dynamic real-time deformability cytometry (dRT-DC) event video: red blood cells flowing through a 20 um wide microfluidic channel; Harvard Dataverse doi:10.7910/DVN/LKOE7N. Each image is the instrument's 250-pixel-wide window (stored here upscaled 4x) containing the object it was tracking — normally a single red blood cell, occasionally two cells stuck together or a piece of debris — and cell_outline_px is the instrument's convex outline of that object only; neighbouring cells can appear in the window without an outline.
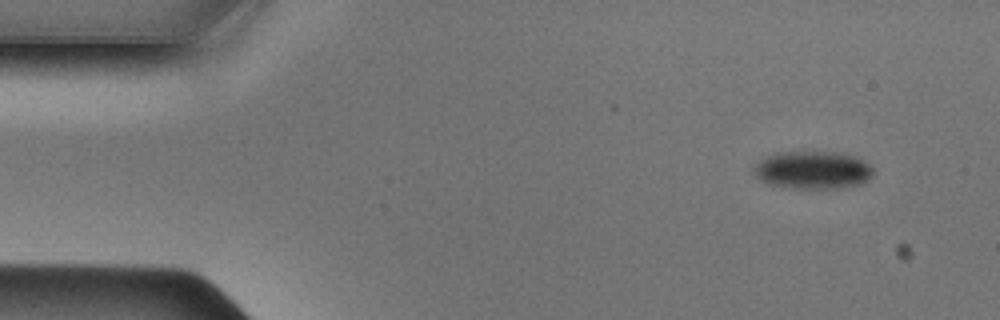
{"species": "Egyptian fruit bat (a non-hibernating species)", "species_latin": "Rousettus aegyptiacus", "temperature_condition": "cold", "stored_images_in_passage": 45, "camera_frame_rate_fps": 3000, "um_per_image_px": 0.085, "animal": {"sex": "male"}, "frame": {"image": 1, "passage_image": 1, "time_ms": 0.0, "image_size_px": [1000, 320], "cell_outline_px": [[872, 176], [868, 180], [860, 184], [844, 188], [792, 188], [768, 184], [760, 180], [752, 172], [752, 168], [764, 156], [772, 152], [840, 152], [864, 160], [872, 168]], "centroid_in_image_um": [69.04, 14.45], "position_along_channel_um": 16.0, "area_um2": 26.59}}
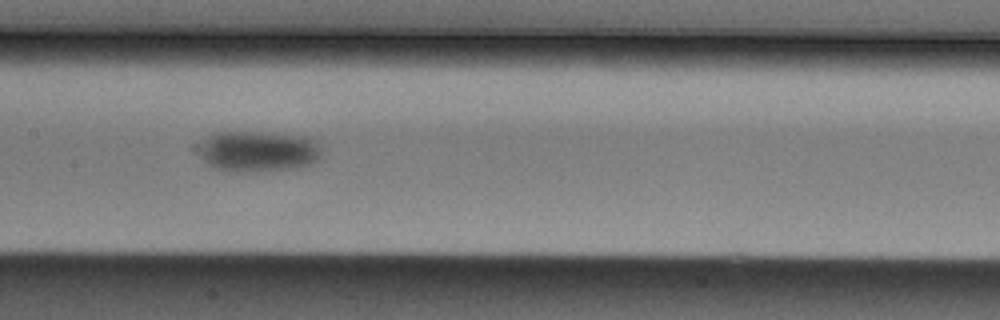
{"frame": {"image": 2, "passage_image": 20, "time_ms": 6.333, "image_size_px": [1000, 320], "cell_outline_px": [[320, 156], [312, 164], [292, 168], [256, 172], [224, 172], [204, 164], [200, 156], [200, 140], [212, 132], [260, 132], [304, 136], [316, 140], [320, 144]], "centroid_in_image_um": [21.87, 12.87], "position_along_channel_um": 185.5, "area_um2": 29.88}}
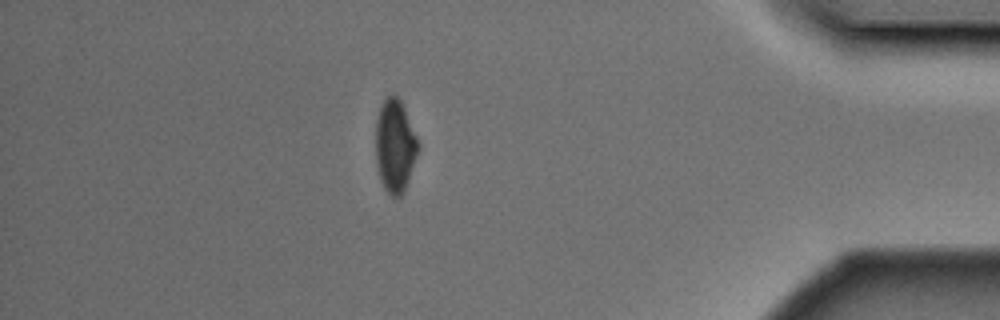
{"frame": {"image": 3, "passage_image": 39, "time_ms": 12.667, "image_size_px": [1000, 320], "cell_outline_px": [[420, 148], [408, 180], [400, 196], [392, 196], [384, 188], [380, 180], [376, 164], [376, 120], [380, 104], [388, 96], [396, 96], [400, 100], [404, 108], [420, 144]], "centroid_in_image_um": [33.57, 12.39], "position_along_channel_um": 401.6, "area_um2": 22.83}}